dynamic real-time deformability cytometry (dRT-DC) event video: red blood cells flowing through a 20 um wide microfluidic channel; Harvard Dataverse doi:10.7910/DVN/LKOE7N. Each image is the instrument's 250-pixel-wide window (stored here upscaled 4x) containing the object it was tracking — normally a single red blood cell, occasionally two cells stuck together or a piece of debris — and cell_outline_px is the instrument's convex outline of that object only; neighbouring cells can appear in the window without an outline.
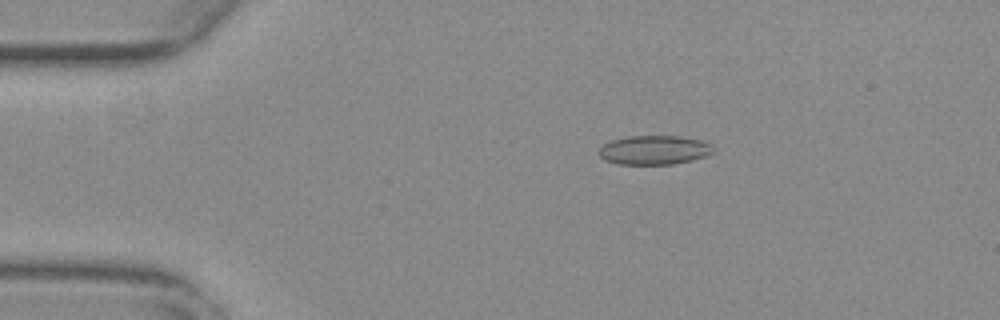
{"species": "common noctule bat (a hibernating species)", "species_latin": "Nyctalus noctula", "temperature_condition": "warm", "stored_images_in_passage": 54, "camera_frame_rate_fps": 3000, "um_per_image_px": 0.085, "animal": {"sex": "female", "body_mass_g": 29.2, "forearm_length_mm": 56.3}, "frame": {"image": 1, "passage_image": 10, "time_ms": 3.0, "image_size_px": [1000, 320], "cell_outline_px": [[712, 152], [704, 156], [692, 160], [672, 164], [616, 164], [604, 160], [596, 152], [604, 144], [612, 140], [628, 136], [680, 136], [700, 140], [712, 144]], "centroid_in_image_um": [55.56, 12.75], "position_along_channel_um": 29.4, "area_um2": 19.36}}
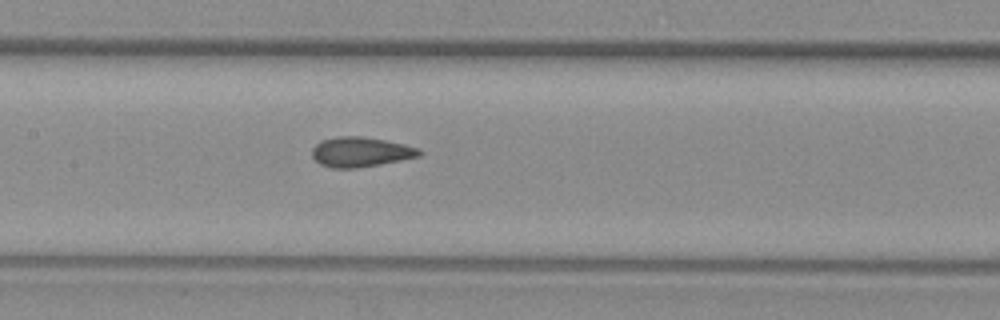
{"frame": {"image": 2, "passage_image": 26, "time_ms": 8.333, "image_size_px": [1000, 320], "cell_outline_px": [[424, 152], [420, 156], [380, 164], [356, 168], [332, 168], [320, 164], [312, 156], [312, 148], [320, 140], [336, 136], [360, 136], [384, 140], [404, 144], [420, 148]], "centroid_in_image_um": [30.65, 12.91], "position_along_channel_um": 176.7, "area_um2": 18.73}}
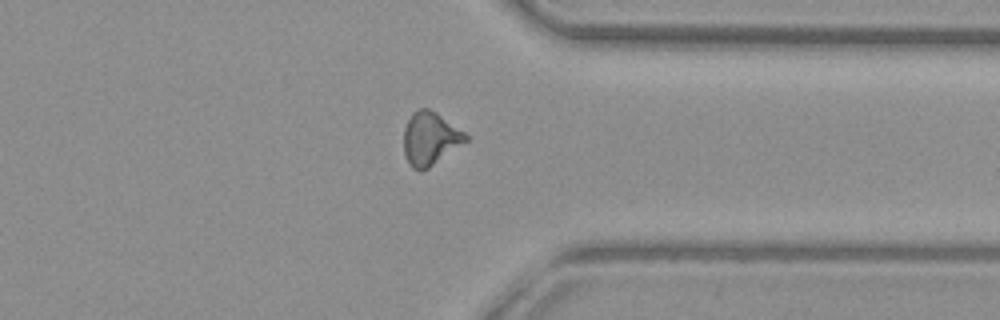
{"frame": {"image": 3, "passage_image": 42, "time_ms": 13.667, "image_size_px": [1000, 320], "cell_outline_px": [[468, 140], [428, 168], [412, 168], [408, 164], [404, 152], [404, 128], [412, 112], [420, 108], [428, 108], [436, 112], [464, 132], [468, 136]], "centroid_in_image_um": [36.55, 11.75], "position_along_channel_um": 374.9, "area_um2": 18.84}, "authors_computed_cell_mechanics": {"area_um2": 18.6116, "velocity_mm_per_s": 3.8029, "shape_relaxation_time_tau1_ms": null, "shape_relaxation_time_tau2_ms": 1.1944, "deformation_change_tau1": null, "deformation_change_tau2": 0.0786}}